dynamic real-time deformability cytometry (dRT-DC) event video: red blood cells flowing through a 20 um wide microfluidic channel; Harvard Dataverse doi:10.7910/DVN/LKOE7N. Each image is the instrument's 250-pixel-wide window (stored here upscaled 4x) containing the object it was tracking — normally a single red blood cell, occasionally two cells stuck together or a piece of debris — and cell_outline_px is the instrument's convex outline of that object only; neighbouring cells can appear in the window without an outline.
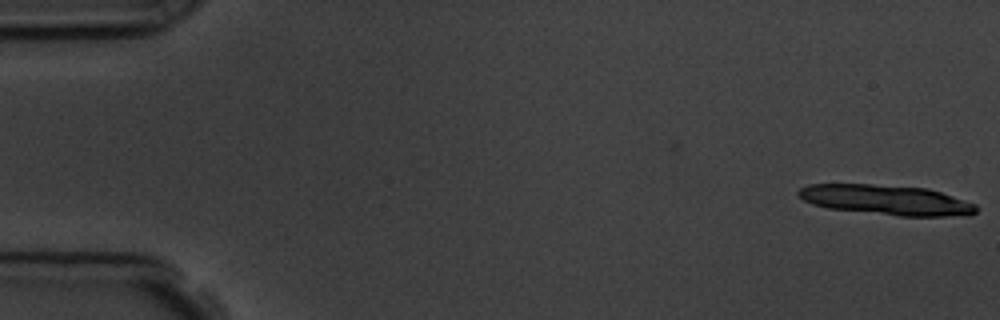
{"species": "common noctule bat (a hibernating species)", "species_latin": "Nyctalus noctula", "temperature_condition": "room temperature", "stored_images_in_passage": 7, "camera_frame_rate_fps": 3000, "um_per_image_px": 0.085, "animal": {"sex": "male", "body_mass_g": 19.5, "forearm_length_mm": 54.6}, "frame": {"image": 1, "passage_image": 1, "time_ms": 0.0, "image_size_px": [1000, 320], "cell_outline_px": [[980, 208], [976, 212], [968, 216], [900, 216], [828, 208], [812, 204], [804, 200], [796, 192], [800, 188], [808, 184], [872, 184], [928, 188], [976, 204]], "centroid_in_image_um": [75.37, 17.0], "position_along_channel_um": 9.6, "area_um2": 31.15}}
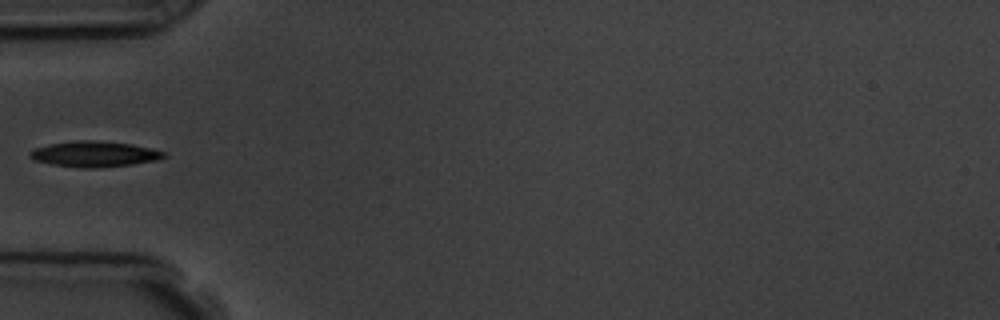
{"frame": {"image": 2, "passage_image": 6, "time_ms": 6.0, "image_size_px": [1000, 320], "cell_outline_px": [[168, 156], [156, 160], [132, 164], [100, 168], [76, 168], [52, 164], [32, 160], [28, 156], [28, 152], [32, 148], [48, 144], [76, 140], [96, 140], [132, 144], [164, 152]], "centroid_in_image_um": [7.94, 13.1], "position_along_channel_um": 77.1, "area_um2": 20.29}}